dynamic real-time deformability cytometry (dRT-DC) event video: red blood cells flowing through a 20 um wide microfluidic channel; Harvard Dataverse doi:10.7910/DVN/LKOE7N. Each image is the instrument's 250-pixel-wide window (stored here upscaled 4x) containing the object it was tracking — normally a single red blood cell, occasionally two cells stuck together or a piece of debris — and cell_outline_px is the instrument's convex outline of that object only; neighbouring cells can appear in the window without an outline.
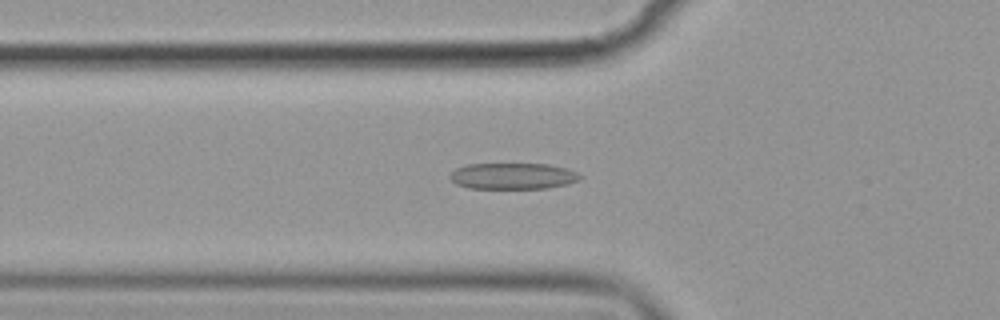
{"species": "common noctule bat (a hibernating species)", "species_latin": "Nyctalus noctula", "temperature_condition": "cold", "stored_images_in_passage": 38, "camera_frame_rate_fps": 3000, "um_per_image_px": 0.085, "animal": {"sex": "female", "body_mass_g": 19.9}, "frame": {"image": 1, "passage_image": 2, "time_ms": 0.333, "image_size_px": [1000, 320], "cell_outline_px": [[584, 176], [580, 180], [568, 184], [548, 188], [468, 188], [456, 184], [448, 176], [456, 168], [468, 164], [548, 164], [564, 168], [576, 172]], "centroid_in_image_um": [43.61, 14.97], "position_along_channel_um": 82.2, "area_um2": 19.88}}
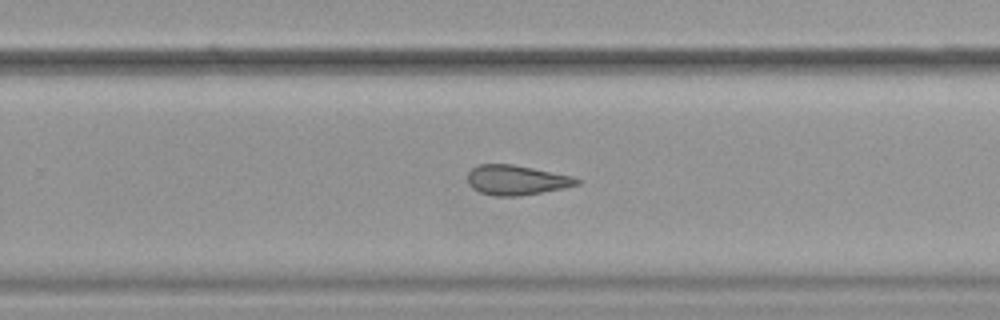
{"frame": {"image": 2, "passage_image": 19, "time_ms": 6.0, "image_size_px": [1000, 320], "cell_outline_px": [[580, 184], [564, 188], [520, 196], [496, 196], [480, 192], [472, 188], [468, 184], [468, 172], [472, 168], [480, 164], [512, 164], [572, 176], [580, 180]], "centroid_in_image_um": [43.88, 15.31], "position_along_channel_um": 285.9, "area_um2": 18.9}}
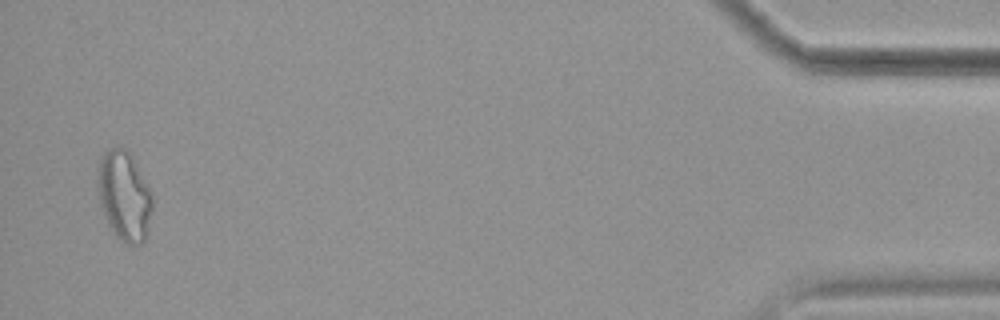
{"frame": {"image": 3, "passage_image": 37, "time_ms": 12.0, "image_size_px": [1000, 320], "cell_outline_px": [[152, 208], [148, 232], [144, 240], [140, 244], [124, 244], [116, 236], [108, 224], [104, 216], [100, 204], [96, 188], [96, 172], [104, 148], [116, 144], [124, 148], [132, 156], [152, 196]], "centroid_in_image_um": [10.51, 16.61], "position_along_channel_um": 424.7, "area_um2": 29.07}, "authors_computed_cell_mechanics": {"area_um2": 19.1607, "velocity_mm_per_s": 3.596, "shape_relaxation_time_tau1_ms": null, "shape_relaxation_time_tau2_ms": 3.7502, "deformation_change_tau1": null, "deformation_change_tau2": 0.1374}}